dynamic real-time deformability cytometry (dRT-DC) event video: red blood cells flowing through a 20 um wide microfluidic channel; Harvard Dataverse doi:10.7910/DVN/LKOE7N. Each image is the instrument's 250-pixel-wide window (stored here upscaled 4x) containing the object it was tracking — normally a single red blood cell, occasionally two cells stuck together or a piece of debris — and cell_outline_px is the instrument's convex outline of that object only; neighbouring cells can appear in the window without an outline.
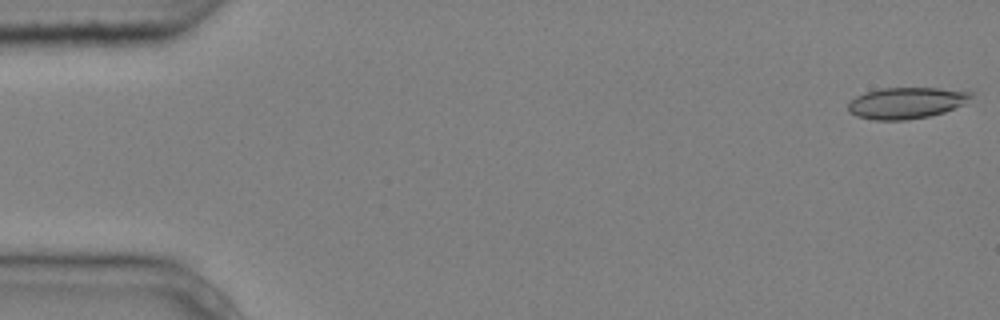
{"species": "common noctule bat (a hibernating species)", "species_latin": "Nyctalus noctula", "temperature_condition": "cold", "stored_images_in_passage": 5, "camera_frame_rate_fps": 3000, "um_per_image_px": 0.085, "animal": {"sex": "male", "body_mass_g": 20.4}, "frame": {"image": 1, "passage_image": 1, "time_ms": 0.0, "image_size_px": [1000, 320], "cell_outline_px": [[972, 96], [964, 104], [944, 112], [928, 116], [904, 120], [872, 120], [856, 116], [848, 112], [848, 104], [856, 96], [864, 92], [880, 88], [940, 88], [972, 92]], "centroid_in_image_um": [77.0, 8.75], "position_along_channel_um": 8.0, "area_um2": 22.43}}
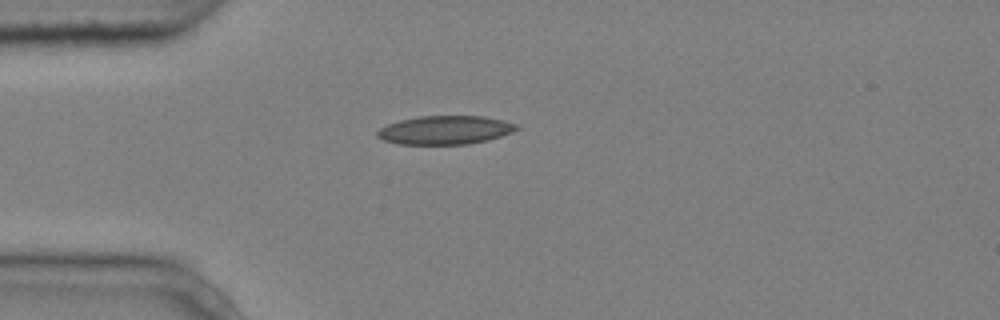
{"frame": {"image": 2, "passage_image": 4, "time_ms": 1.0, "image_size_px": [1000, 320], "cell_outline_px": [[520, 128], [512, 132], [488, 140], [468, 144], [400, 144], [384, 140], [376, 136], [376, 132], [380, 128], [388, 124], [400, 120], [420, 116], [484, 116], [504, 120], [516, 124]], "centroid_in_image_um": [37.85, 11.05], "position_along_channel_um": 47.2, "area_um2": 23.18}}